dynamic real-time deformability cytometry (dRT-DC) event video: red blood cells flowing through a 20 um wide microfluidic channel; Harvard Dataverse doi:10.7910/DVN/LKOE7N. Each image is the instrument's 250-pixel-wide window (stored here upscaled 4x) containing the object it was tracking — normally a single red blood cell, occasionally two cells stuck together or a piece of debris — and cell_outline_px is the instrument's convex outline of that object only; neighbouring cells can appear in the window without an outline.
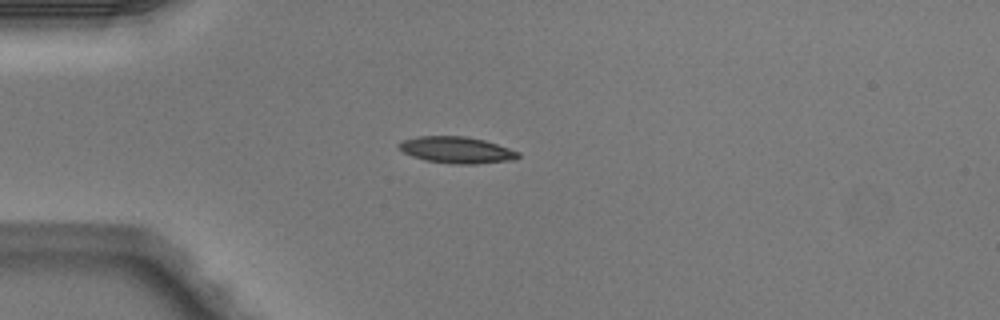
{"species": "Egyptian fruit bat (a non-hibernating species)", "species_latin": "Rousettus aegyptiacus", "temperature_condition": "warm", "stored_images_in_passage": 3, "camera_frame_rate_fps": 3000, "um_per_image_px": 0.085, "animal": {"sex": "male"}, "frame": {"image": 1, "passage_image": 2, "time_ms": 0.333, "image_size_px": [1000, 320], "cell_outline_px": [[520, 156], [516, 160], [476, 164], [456, 164], [424, 160], [412, 156], [404, 152], [396, 144], [404, 140], [416, 136], [464, 136], [484, 140], [520, 152]], "centroid_in_image_um": [38.83, 12.75], "position_along_channel_um": 46.2, "area_um2": 18.44}}